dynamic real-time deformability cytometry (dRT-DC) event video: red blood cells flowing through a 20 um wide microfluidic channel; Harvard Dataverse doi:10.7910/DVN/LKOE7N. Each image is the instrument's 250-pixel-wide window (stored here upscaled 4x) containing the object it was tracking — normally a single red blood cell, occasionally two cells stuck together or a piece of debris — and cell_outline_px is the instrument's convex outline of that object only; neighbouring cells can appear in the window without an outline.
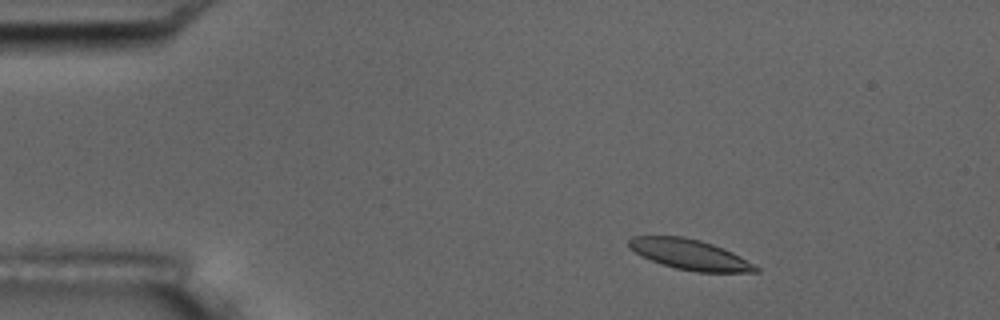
{"species": "common noctule bat (a hibernating species)", "species_latin": "Nyctalus noctula", "temperature_condition": "room temperature", "stored_images_in_passage": 5, "camera_frame_rate_fps": 3000, "um_per_image_px": 0.085, "animal": {"sex": "male", "body_mass_g": 17.5, "forearm_length_mm": 52.3}, "frame": {"image": 1, "passage_image": 2, "time_ms": 1.0, "image_size_px": [1000, 320], "cell_outline_px": [[760, 272], [696, 272], [676, 268], [652, 260], [636, 252], [628, 244], [628, 240], [632, 236], [684, 236], [700, 240], [712, 244], [732, 252], [756, 264], [760, 268]], "centroid_in_image_um": [58.7, 21.63], "position_along_channel_um": 26.3, "area_um2": 22.2}}
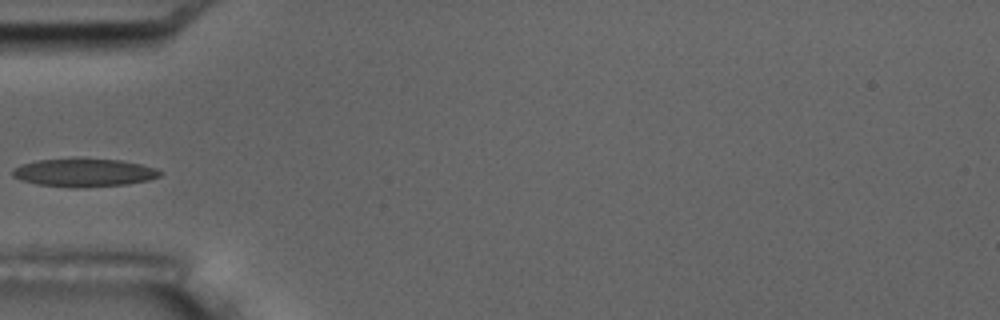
{"frame": {"image": 2, "passage_image": 4, "time_ms": 4.333, "image_size_px": [1000, 320], "cell_outline_px": [[164, 172], [160, 176], [148, 180], [124, 184], [76, 188], [72, 188], [36, 184], [20, 180], [12, 176], [12, 168], [20, 164], [36, 160], [76, 156], [120, 160], [140, 164], [156, 168]], "centroid_in_image_um": [7.08, 14.64], "position_along_channel_um": 77.9, "area_um2": 25.03}}